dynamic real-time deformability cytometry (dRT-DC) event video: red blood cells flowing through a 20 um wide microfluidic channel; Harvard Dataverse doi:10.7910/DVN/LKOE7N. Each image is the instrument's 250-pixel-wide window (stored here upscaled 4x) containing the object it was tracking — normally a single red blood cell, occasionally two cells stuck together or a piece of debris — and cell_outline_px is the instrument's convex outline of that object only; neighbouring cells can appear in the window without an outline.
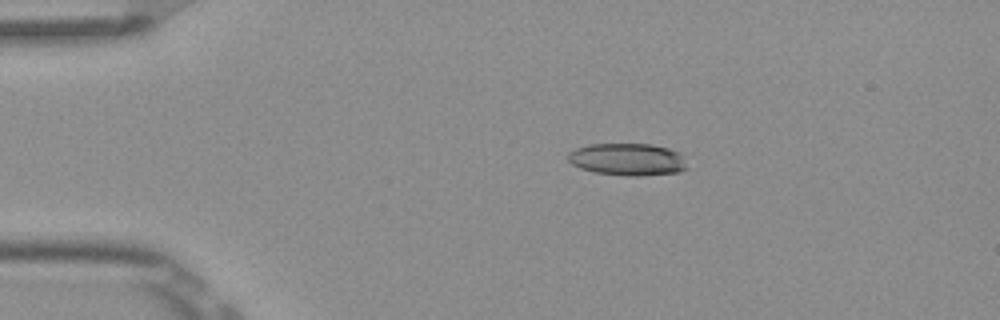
{"species": "Egyptian fruit bat (a non-hibernating species)", "species_latin": "Rousettus aegyptiacus", "temperature_condition": "room temperature", "stored_images_in_passage": 8, "camera_frame_rate_fps": 3000, "um_per_image_px": 0.085, "frame": {"image": 1, "passage_image": 4, "time_ms": 1.0, "image_size_px": [1000, 320], "cell_outline_px": [[688, 168], [680, 172], [640, 176], [628, 176], [592, 172], [580, 168], [572, 164], [568, 160], [568, 152], [576, 148], [588, 144], [652, 144], [668, 148], [676, 152], [680, 156]], "centroid_in_image_um": [53.3, 13.55], "position_along_channel_um": 31.7, "area_um2": 22.37}}
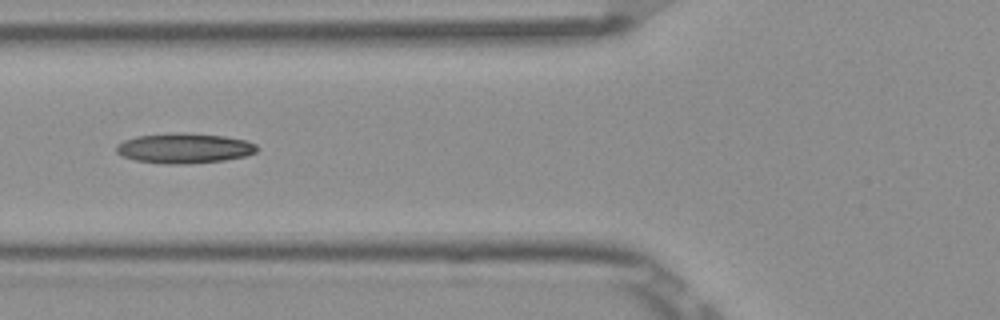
{"frame": {"image": 2, "passage_image": 7, "time_ms": 2.0, "image_size_px": [1000, 320], "cell_outline_px": [[260, 148], [256, 152], [244, 156], [224, 160], [188, 164], [164, 164], [136, 160], [124, 156], [116, 152], [116, 144], [124, 140], [136, 136], [180, 132], [184, 132], [224, 136], [248, 140], [256, 144]], "centroid_in_image_um": [15.69, 12.59], "position_along_channel_um": 110.1, "area_um2": 24.8}}
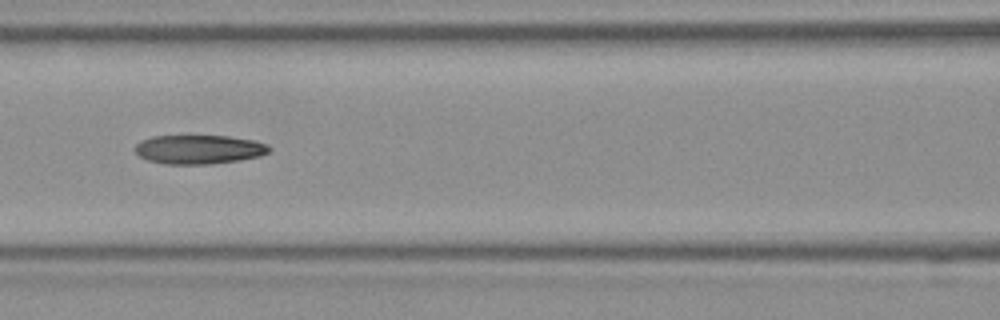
{"frame": {"image": 3, "passage_image": 8, "time_ms": 2.333, "image_size_px": [1000, 320], "cell_outline_px": [[272, 148], [268, 152], [260, 156], [240, 160], [208, 164], [164, 164], [148, 160], [140, 156], [132, 148], [140, 140], [152, 136], [228, 136], [256, 140], [268, 144]], "centroid_in_image_um": [16.91, 12.69], "position_along_channel_um": 149.7, "area_um2": 22.89}}